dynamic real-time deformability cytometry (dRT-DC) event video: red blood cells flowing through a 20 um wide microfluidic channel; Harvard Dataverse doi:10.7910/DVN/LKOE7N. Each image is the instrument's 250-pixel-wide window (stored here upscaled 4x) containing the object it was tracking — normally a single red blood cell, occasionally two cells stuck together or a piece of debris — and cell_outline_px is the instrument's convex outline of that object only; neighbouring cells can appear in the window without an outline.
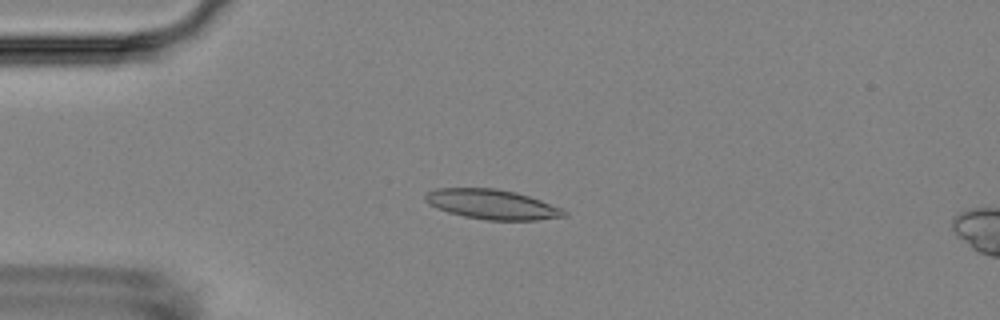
{"species": "Egyptian fruit bat (a non-hibernating species)", "species_latin": "Rousettus aegyptiacus", "temperature_condition": "room temperature", "stored_images_in_passage": 7, "camera_frame_rate_fps": 3000, "um_per_image_px": 0.085, "animal": {"sex": "female"}, "frame": {"image": 1, "passage_image": 4, "time_ms": 4.333, "image_size_px": [1000, 320], "cell_outline_px": [[568, 216], [536, 220], [488, 220], [464, 216], [448, 212], [436, 208], [428, 204], [424, 200], [424, 196], [428, 192], [436, 188], [496, 188], [516, 192], [540, 200], [560, 208], [568, 212]], "centroid_in_image_um": [41.8, 17.37], "position_along_channel_um": 43.2, "area_um2": 24.04}}
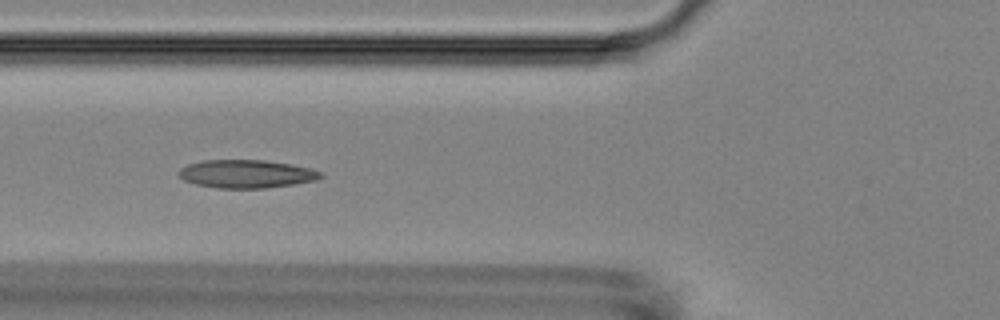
{"frame": {"image": 2, "passage_image": 6, "time_ms": 6.667, "image_size_px": [1000, 320], "cell_outline_px": [[324, 176], [316, 180], [292, 184], [264, 188], [216, 188], [196, 184], [184, 180], [176, 172], [180, 168], [188, 164], [204, 160], [264, 160], [292, 164], [312, 168], [324, 172]], "centroid_in_image_um": [20.96, 14.77], "position_along_channel_um": 104.8, "area_um2": 23.41}}
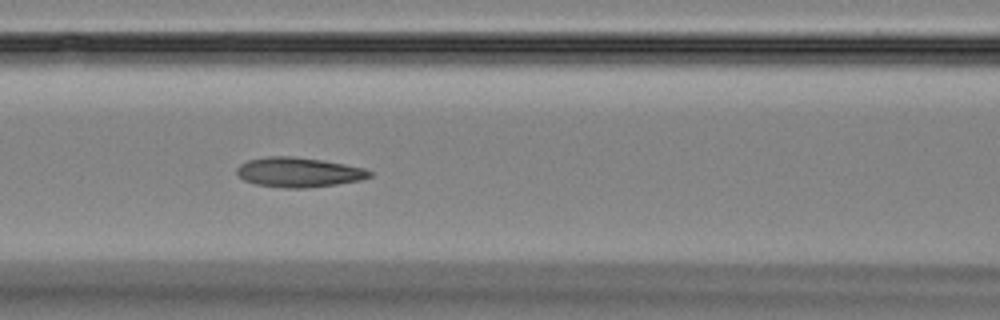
{"frame": {"image": 3, "passage_image": 7, "time_ms": 7.667, "image_size_px": [1000, 320], "cell_outline_px": [[372, 176], [360, 180], [336, 184], [308, 188], [284, 188], [256, 184], [244, 180], [236, 172], [236, 168], [240, 164], [248, 160], [268, 156], [292, 156], [320, 160], [344, 164], [364, 168], [372, 172]], "centroid_in_image_um": [25.37, 14.64], "position_along_channel_um": 141.2, "area_um2": 22.89}}